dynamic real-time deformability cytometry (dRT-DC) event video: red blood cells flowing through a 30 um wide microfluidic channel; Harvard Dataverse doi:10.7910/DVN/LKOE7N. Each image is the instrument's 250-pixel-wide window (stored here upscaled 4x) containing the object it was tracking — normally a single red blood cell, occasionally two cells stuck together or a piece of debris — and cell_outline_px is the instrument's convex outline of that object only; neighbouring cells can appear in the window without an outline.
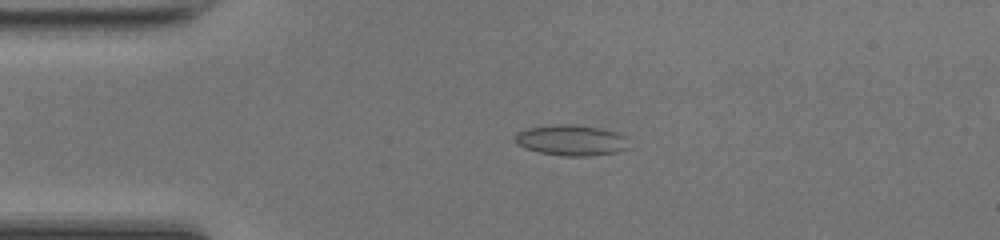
{"species": "common noctule bat (a hibernating species)", "species_latin": "Nyctalus noctula", "temperature_condition": "room temperature", "stored_images_in_passage": 39, "camera_frame_rate_fps": 3000, "um_per_image_px": 0.085, "animal": {"sex": "female", "body_mass_g": 17.0, "forearm_length_mm": 48.0}, "frame": {"image": 1, "passage_image": 2, "time_ms": 0.333, "image_size_px": [1000, 240], "cell_outline_px": [[632, 148], [616, 152], [588, 156], [564, 156], [540, 152], [524, 148], [516, 144], [516, 132], [528, 128], [556, 124], [572, 124], [600, 128], [616, 132], [624, 136]], "centroid_in_image_um": [48.58, 11.92], "position_along_channel_um": 36.4, "area_um2": 20.46}}
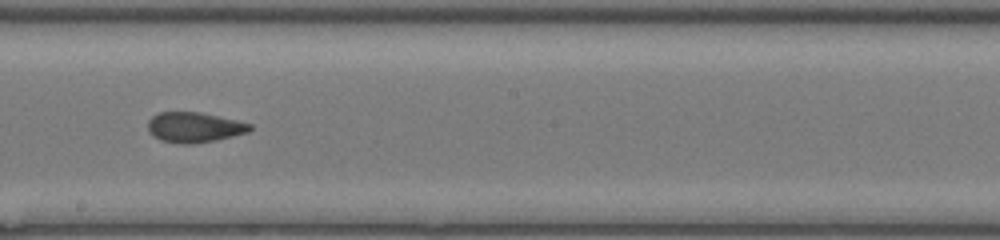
{"frame": {"image": 2, "passage_image": 18, "time_ms": 5.667, "image_size_px": [1000, 240], "cell_outline_px": [[252, 128], [248, 132], [216, 140], [192, 144], [180, 144], [160, 140], [152, 136], [148, 132], [148, 120], [152, 116], [160, 112], [200, 112], [236, 120], [252, 124]], "centroid_in_image_um": [16.48, 10.82], "position_along_channel_um": 231.7, "area_um2": 18.03}}
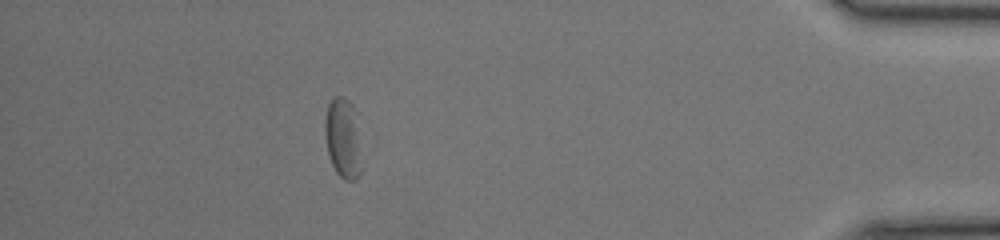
{"frame": {"image": 3, "passage_image": 34, "time_ms": 11.0, "image_size_px": [1000, 240], "cell_outline_px": [[360, 172], [352, 180], [344, 180], [336, 172], [328, 156], [324, 136], [324, 120], [328, 104], [332, 96], [344, 96], [352, 104], [356, 112], [360, 168]], "centroid_in_image_um": [29.1, 11.68], "position_along_channel_um": 406.1, "area_um2": 17.05}, "authors_computed_cell_mechanics": {"area_um2": 18.3226, "velocity_mm_per_s": 4.289, "shape_relaxation_time_tau1_ms": null, "shape_relaxation_time_tau2_ms": 1.7421, "deformation_change_tau1": null, "deformation_change_tau2": 0.0868}}